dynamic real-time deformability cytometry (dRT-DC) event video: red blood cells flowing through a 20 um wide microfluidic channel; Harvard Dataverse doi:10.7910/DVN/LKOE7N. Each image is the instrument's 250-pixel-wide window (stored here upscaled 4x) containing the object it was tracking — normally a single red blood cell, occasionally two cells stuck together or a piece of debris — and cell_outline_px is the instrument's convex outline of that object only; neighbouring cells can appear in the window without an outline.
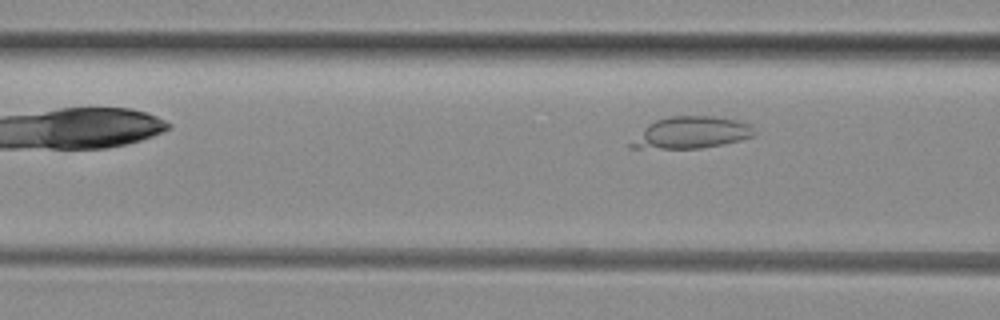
{"species": "common noctule bat (a hibernating species)", "species_latin": "Nyctalus noctula", "temperature_condition": "room temperature", "stored_images_in_passage": 4, "camera_frame_rate_fps": 3000, "um_per_image_px": 0.085, "animal": {"sex": "female", "body_mass_g": 29.2, "forearm_length_mm": 56.3}, "frame": {"image": 1, "passage_image": 4, "time_ms": 3.333, "image_size_px": [1000, 320], "cell_outline_px": [[756, 132], [752, 136], [740, 140], [724, 144], [700, 148], [628, 148], [628, 144], [648, 124], [656, 120], [668, 116], [716, 116], [736, 120], [752, 124]], "centroid_in_image_um": [58.77, 11.27], "position_along_channel_um": 107.8, "area_um2": 22.83}}